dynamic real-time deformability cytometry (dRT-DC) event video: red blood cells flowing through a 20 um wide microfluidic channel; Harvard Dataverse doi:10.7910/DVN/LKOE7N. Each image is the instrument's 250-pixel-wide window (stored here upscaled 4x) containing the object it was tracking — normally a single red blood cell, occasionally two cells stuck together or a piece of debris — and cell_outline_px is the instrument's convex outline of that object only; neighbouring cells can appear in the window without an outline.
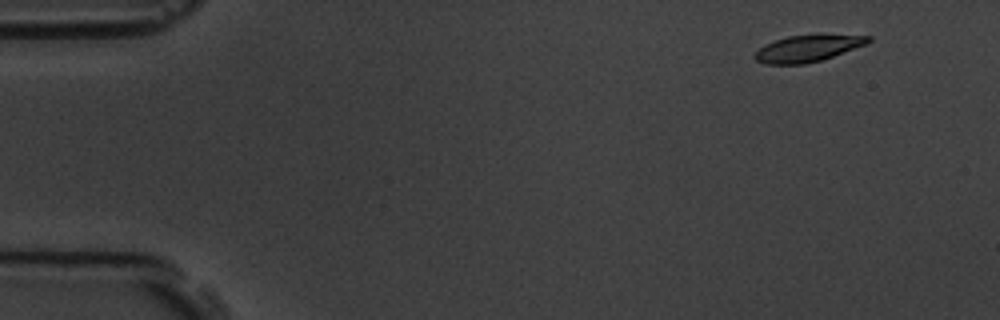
{"species": "common noctule bat (a hibernating species)", "species_latin": "Nyctalus noctula", "temperature_condition": "room temperature", "stored_images_in_passage": 55, "camera_frame_rate_fps": 3000, "um_per_image_px": 0.085, "animal": {"sex": "male", "body_mass_g": 19.5, "forearm_length_mm": 54.6}, "frame": {"image": 1, "passage_image": 2, "time_ms": 0.333, "image_size_px": [1000, 320], "cell_outline_px": [[872, 40], [868, 44], [820, 60], [804, 64], [764, 64], [756, 60], [752, 56], [764, 44], [788, 36], [820, 32], [872, 36]], "centroid_in_image_um": [68.72, 4.06], "position_along_channel_um": 16.3, "area_um2": 18.26}}
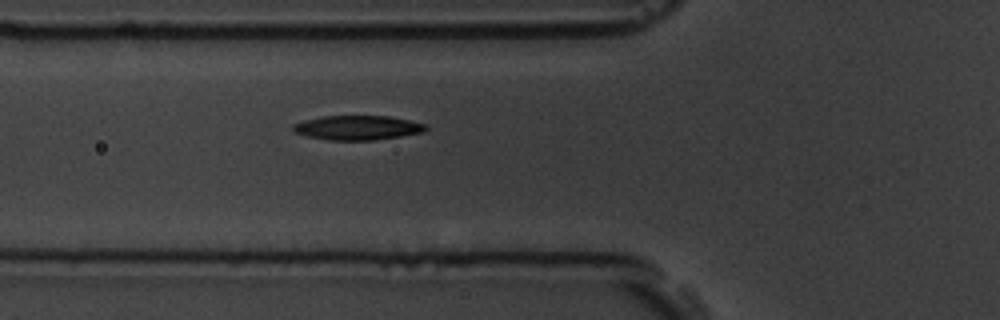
{"frame": {"image": 2, "passage_image": 18, "time_ms": 5.667, "image_size_px": [1000, 320], "cell_outline_px": [[428, 128], [424, 132], [400, 136], [372, 140], [328, 140], [308, 136], [292, 132], [292, 124], [304, 120], [324, 116], [388, 116], [428, 124]], "centroid_in_image_um": [30.38, 10.85], "position_along_channel_um": 95.4, "area_um2": 18.9}}
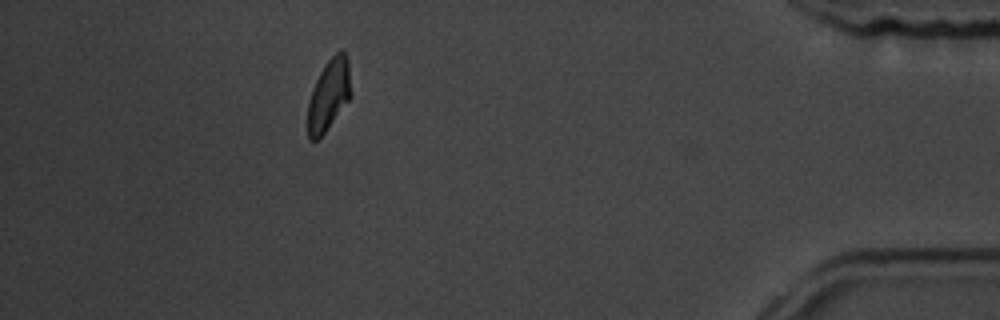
{"frame": {"image": 3, "passage_image": 49, "time_ms": 16.0, "image_size_px": [1000, 320], "cell_outline_px": [[352, 96], [324, 132], [316, 140], [308, 140], [308, 104], [312, 88], [320, 72], [328, 60], [340, 48], [344, 48], [348, 60], [352, 92]], "centroid_in_image_um": [27.97, 8.01], "position_along_channel_um": 407.2, "area_um2": 17.98}, "authors_computed_cell_mechanics": {"area_um2": 18.6694, "velocity_mm_per_s": 3.5253, "shape_relaxation_time_tau1_ms": 3.0997, "shape_relaxation_time_tau2_ms": 5.1685, "deformation_change_tau1": 0.1307, "deformation_change_tau2": 0.1029}}